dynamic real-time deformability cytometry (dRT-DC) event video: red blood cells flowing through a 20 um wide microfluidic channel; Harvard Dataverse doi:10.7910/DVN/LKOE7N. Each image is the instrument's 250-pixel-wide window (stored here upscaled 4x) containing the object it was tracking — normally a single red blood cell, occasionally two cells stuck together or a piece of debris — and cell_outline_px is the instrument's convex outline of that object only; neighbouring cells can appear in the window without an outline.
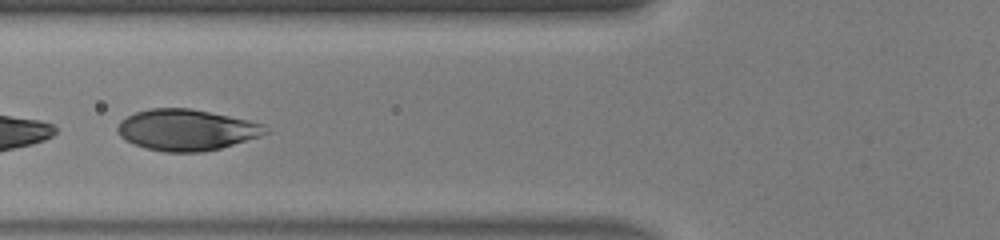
{"species": "human", "species_latin": "Homo sapiens", "temperature_condition": "warm", "stored_images_in_passage": 13, "camera_frame_rate_fps": 3000, "um_per_image_px": 0.085, "donor": {"sex": "male"}, "frame": {"image": 1, "passage_image": 10, "time_ms": 3.0, "image_size_px": [1000, 240], "cell_outline_px": [[272, 132], [260, 136], [220, 148], [204, 152], [164, 152], [144, 148], [124, 140], [116, 132], [116, 128], [120, 120], [136, 112], [148, 108], [192, 108], [248, 120], [264, 124]], "centroid_in_image_um": [15.84, 11.04], "position_along_channel_um": 110.0, "area_um2": 35.78}}